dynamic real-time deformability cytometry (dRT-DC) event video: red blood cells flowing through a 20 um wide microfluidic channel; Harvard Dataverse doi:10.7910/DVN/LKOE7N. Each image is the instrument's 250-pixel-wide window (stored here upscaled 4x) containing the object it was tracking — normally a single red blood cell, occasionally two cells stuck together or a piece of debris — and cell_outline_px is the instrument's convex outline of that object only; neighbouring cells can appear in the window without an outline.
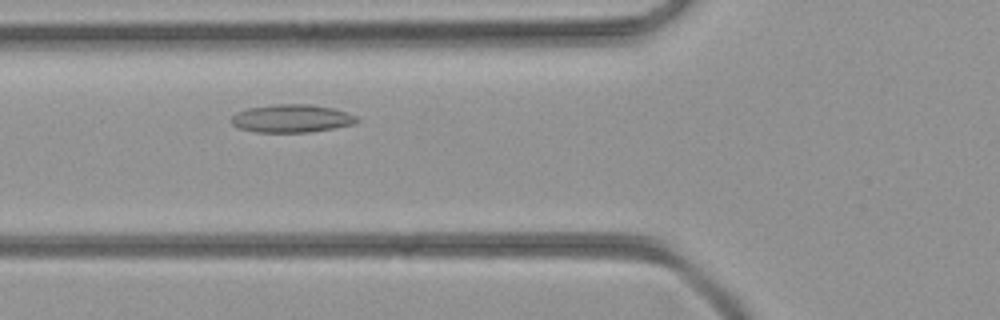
{"species": "common noctule bat (a hibernating species)", "species_latin": "Nyctalus noctula", "temperature_condition": "room temperature", "stored_images_in_passage": 27, "camera_frame_rate_fps": 3000, "um_per_image_px": 0.085, "animal": {"sex": "female", "body_mass_g": 21.9}, "frame": {"image": 1, "passage_image": 4, "time_ms": 1.0, "image_size_px": [1000, 320], "cell_outline_px": [[360, 120], [352, 124], [332, 128], [308, 132], [256, 132], [240, 128], [232, 124], [232, 116], [236, 112], [248, 108], [276, 104], [308, 104], [332, 108], [356, 116]], "centroid_in_image_um": [24.76, 10.06], "position_along_channel_um": 101.0, "area_um2": 20.17}}
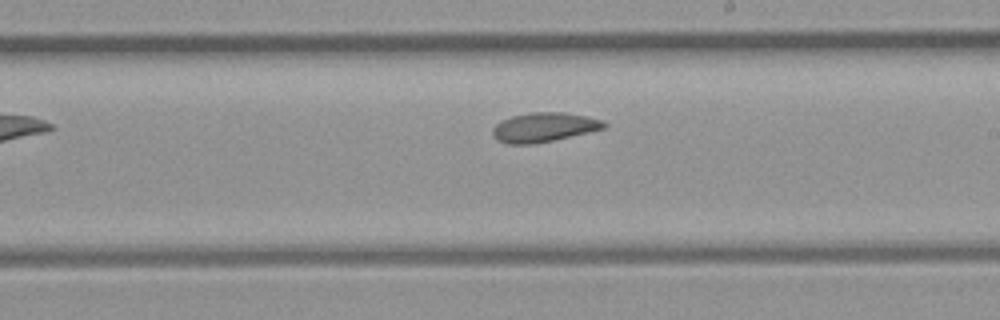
{"frame": {"image": 2, "passage_image": 13, "time_ms": 4.0, "image_size_px": [1000, 320], "cell_outline_px": [[608, 124], [604, 128], [588, 132], [552, 140], [532, 144], [504, 144], [496, 140], [492, 132], [492, 128], [500, 120], [512, 116], [532, 112], [564, 112], [588, 116], [604, 120]], "centroid_in_image_um": [46.21, 10.81], "position_along_channel_um": 242.8, "area_um2": 19.13}}
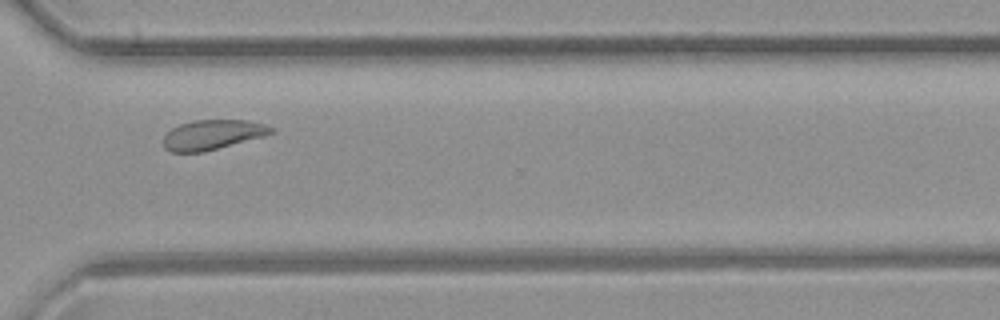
{"frame": {"image": 3, "passage_image": 20, "time_ms": 6.333, "image_size_px": [1000, 320], "cell_outline_px": [[276, 132], [264, 136], [204, 152], [172, 152], [164, 148], [164, 136], [172, 128], [180, 124], [192, 120], [248, 120], [264, 124], [276, 128]], "centroid_in_image_um": [18.1, 11.44], "position_along_channel_um": 352.5, "area_um2": 18.79}}